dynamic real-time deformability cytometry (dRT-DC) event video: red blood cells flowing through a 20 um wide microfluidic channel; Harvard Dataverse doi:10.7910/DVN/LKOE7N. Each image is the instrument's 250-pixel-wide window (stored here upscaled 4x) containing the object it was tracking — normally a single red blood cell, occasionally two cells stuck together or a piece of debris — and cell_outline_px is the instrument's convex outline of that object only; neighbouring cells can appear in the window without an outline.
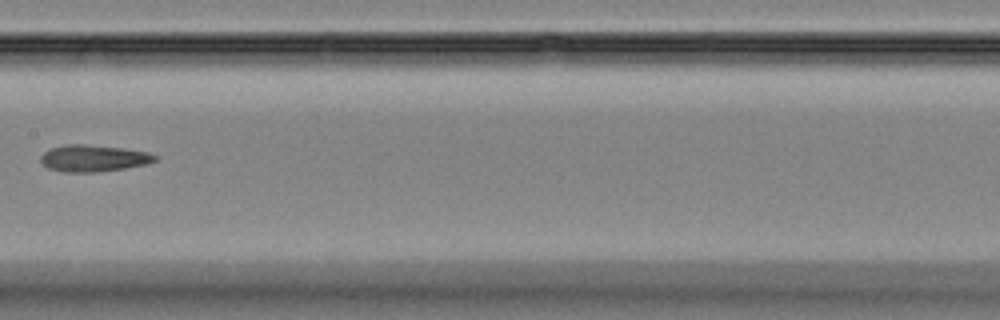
{"species": "Egyptian fruit bat (a non-hibernating species)", "species_latin": "Rousettus aegyptiacus", "temperature_condition": "room temperature", "stored_images_in_passage": 5, "camera_frame_rate_fps": 3000, "um_per_image_px": 0.085, "animal": {"sex": "female"}, "frame": {"image": 1, "passage_image": 4, "time_ms": 1.0, "image_size_px": [1000, 320], "cell_outline_px": [[156, 160], [148, 164], [124, 168], [96, 172], [64, 172], [48, 168], [40, 160], [40, 156], [44, 152], [52, 148], [64, 144], [84, 144], [120, 148], [148, 152], [156, 156]], "centroid_in_image_um": [7.92, 13.45], "position_along_channel_um": 199.5, "area_um2": 17.63}}
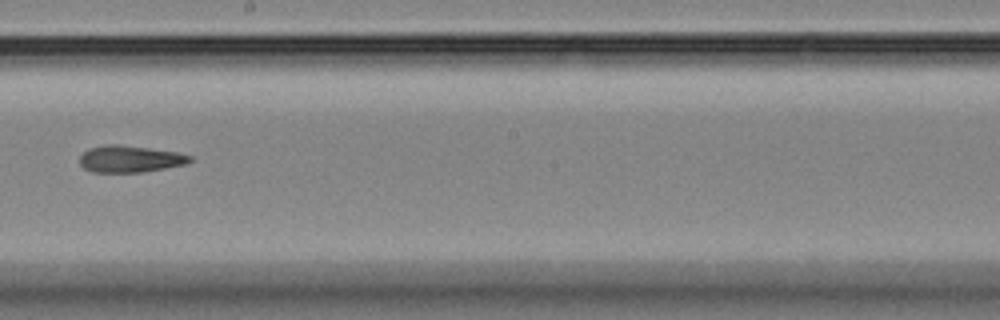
{"frame": {"image": 2, "passage_image": 5, "time_ms": 1.333, "image_size_px": [1000, 320], "cell_outline_px": [[192, 160], [184, 164], [144, 172], [92, 172], [84, 168], [80, 164], [80, 156], [88, 148], [108, 144], [120, 144], [180, 152], [192, 156]], "centroid_in_image_um": [11.05, 13.5], "position_along_channel_um": 237.2, "area_um2": 17.28}}